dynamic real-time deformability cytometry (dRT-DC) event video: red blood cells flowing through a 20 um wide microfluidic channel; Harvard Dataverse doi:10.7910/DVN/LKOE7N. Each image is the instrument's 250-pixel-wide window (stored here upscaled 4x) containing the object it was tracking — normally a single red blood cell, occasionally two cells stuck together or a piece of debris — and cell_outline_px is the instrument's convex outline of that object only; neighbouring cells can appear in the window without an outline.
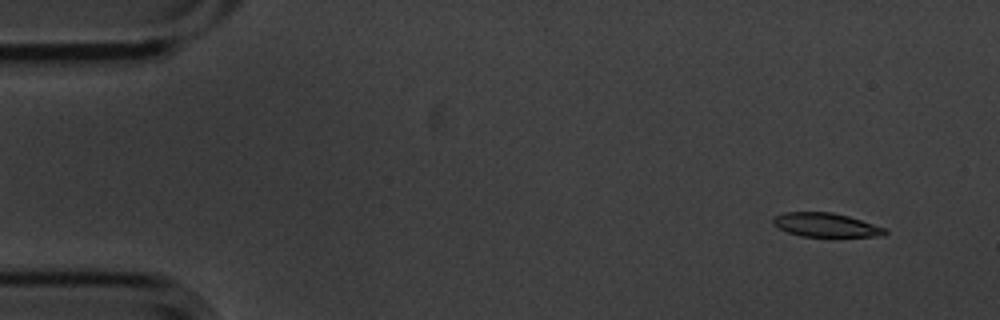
{"species": "common noctule bat (a hibernating species)", "species_latin": "Nyctalus noctula", "temperature_condition": "cold", "stored_images_in_passage": 6, "camera_frame_rate_fps": 3000, "um_per_image_px": 0.085, "animal": {"sex": "male", "body_mass_g": 20.1, "forearm_length_mm": 53.5}, "frame": {"image": 1, "passage_image": 2, "time_ms": 0.333, "image_size_px": [1000, 320], "cell_outline_px": [[888, 232], [884, 236], [800, 236], [788, 232], [772, 224], [772, 216], [784, 212], [832, 212], [848, 216], [888, 228]], "centroid_in_image_um": [70.2, 19.11], "position_along_channel_um": 14.8, "area_um2": 15.66}}